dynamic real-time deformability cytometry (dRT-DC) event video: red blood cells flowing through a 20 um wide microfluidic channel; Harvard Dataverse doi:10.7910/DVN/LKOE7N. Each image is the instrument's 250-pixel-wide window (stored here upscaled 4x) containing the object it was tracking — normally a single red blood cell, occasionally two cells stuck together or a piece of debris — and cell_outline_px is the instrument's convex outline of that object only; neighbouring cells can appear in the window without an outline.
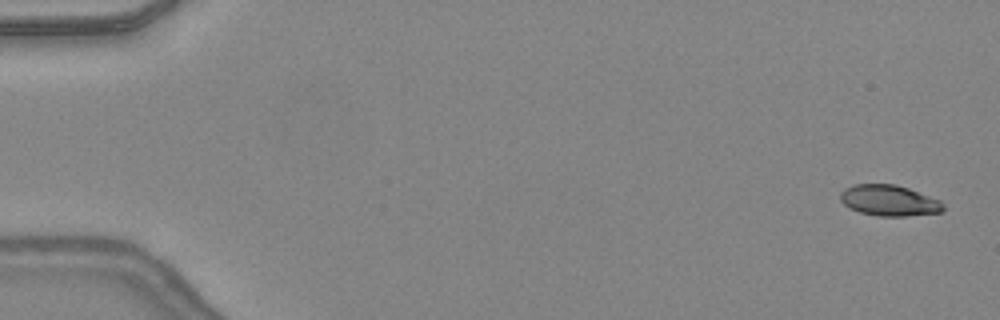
{"species": "common noctule bat (a hibernating species)", "species_latin": "Nyctalus noctula", "temperature_condition": "warm", "stored_images_in_passage": 48, "camera_frame_rate_fps": 3000, "um_per_image_px": 0.085, "animal": {"sex": "female", "body_mass_g": 24.6, "forearm_length_mm": 56.2}, "frame": {"image": 1, "passage_image": 2, "time_ms": 0.333, "image_size_px": [1000, 320], "cell_outline_px": [[944, 212], [908, 216], [876, 216], [860, 212], [848, 208], [840, 200], [840, 192], [844, 188], [852, 184], [896, 184], [908, 188], [940, 200], [944, 204]], "centroid_in_image_um": [75.56, 17.04], "position_along_channel_um": 9.4, "area_um2": 18.79}}
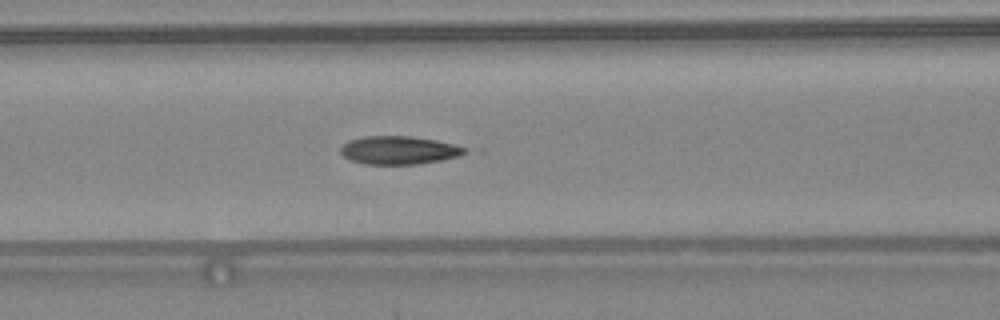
{"frame": {"image": 2, "passage_image": 21, "time_ms": 6.667, "image_size_px": [1000, 320], "cell_outline_px": [[464, 152], [456, 156], [440, 160], [420, 164], [364, 164], [348, 160], [340, 152], [340, 148], [348, 140], [364, 136], [408, 136], [436, 140], [452, 144], [464, 148]], "centroid_in_image_um": [33.8, 12.77], "position_along_channel_um": 132.8, "area_um2": 20.17}}
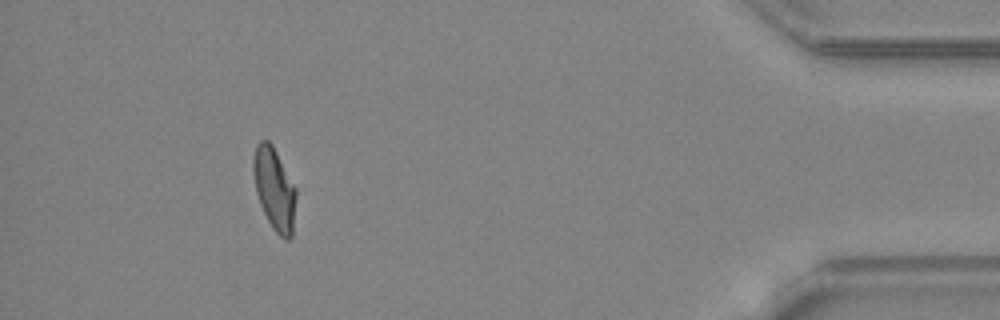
{"frame": {"image": 3, "passage_image": 44, "time_ms": 14.333, "image_size_px": [1000, 320], "cell_outline_px": [[296, 196], [292, 236], [288, 240], [284, 240], [272, 228], [260, 204], [256, 192], [252, 172], [252, 160], [256, 144], [260, 140], [268, 140], [272, 144], [296, 188]], "centroid_in_image_um": [23.3, 16.05], "position_along_channel_um": 411.9, "area_um2": 20.58}, "authors_computed_cell_mechanics": {"area_um2": 20.2589, "velocity_mm_per_s": 4.4111, "shape_relaxation_time_tau1_ms": 4.3976, "shape_relaxation_time_tau2_ms": 1.2097, "deformation_change_tau1": 0.2139, "deformation_change_tau2": 0.0648}}